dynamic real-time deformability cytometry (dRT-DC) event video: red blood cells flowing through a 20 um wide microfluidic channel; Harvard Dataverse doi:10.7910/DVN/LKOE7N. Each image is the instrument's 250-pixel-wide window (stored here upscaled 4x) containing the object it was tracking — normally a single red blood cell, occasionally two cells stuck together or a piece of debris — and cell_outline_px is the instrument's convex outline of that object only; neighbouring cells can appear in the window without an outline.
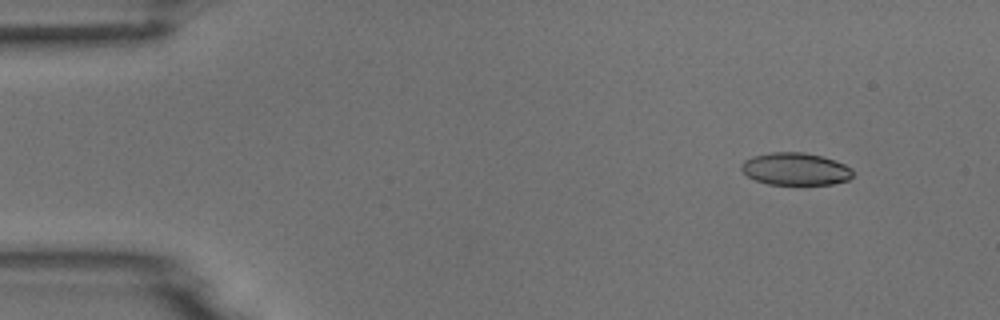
{"species": "common noctule bat (a hibernating species)", "species_latin": "Nyctalus noctula", "temperature_condition": "room temperature", "stored_images_in_passage": 5, "camera_frame_rate_fps": 3000, "um_per_image_px": 0.085, "animal": {"sex": "male", "body_mass_g": 18.8}, "frame": {"image": 1, "passage_image": 2, "time_ms": 1.0, "image_size_px": [1000, 320], "cell_outline_px": [[852, 176], [848, 180], [832, 184], [768, 184], [756, 180], [748, 176], [740, 168], [740, 164], [744, 160], [752, 156], [772, 152], [804, 152], [836, 160], [852, 168]], "centroid_in_image_um": [67.6, 14.35], "position_along_channel_um": 17.4, "area_um2": 21.04}}
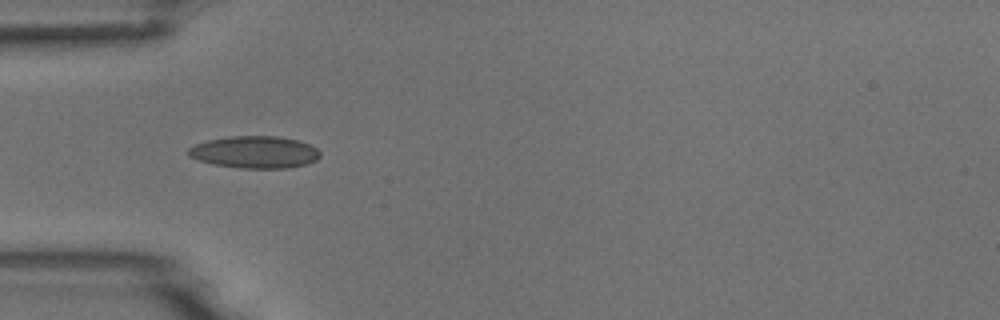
{"frame": {"image": 2, "passage_image": 5, "time_ms": 4.667, "image_size_px": [1000, 320], "cell_outline_px": [[320, 156], [316, 160], [308, 164], [288, 168], [240, 168], [212, 164], [188, 156], [188, 148], [196, 144], [208, 140], [228, 136], [276, 136], [296, 140], [308, 144], [316, 148], [320, 152]], "centroid_in_image_um": [21.65, 12.93], "position_along_channel_um": 63.3, "area_um2": 24.62}}